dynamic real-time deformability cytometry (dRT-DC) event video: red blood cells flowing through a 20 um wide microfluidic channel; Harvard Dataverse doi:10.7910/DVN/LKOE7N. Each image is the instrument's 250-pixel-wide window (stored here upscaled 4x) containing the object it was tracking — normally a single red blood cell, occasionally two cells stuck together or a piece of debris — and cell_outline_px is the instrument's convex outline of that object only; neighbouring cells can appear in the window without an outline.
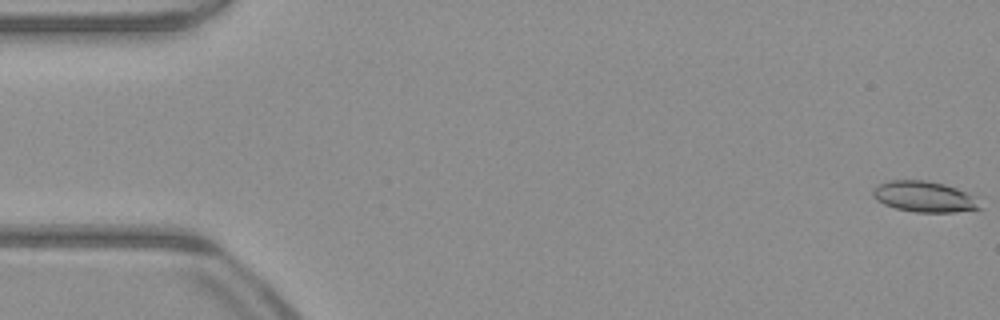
{"species": "common noctule bat (a hibernating species)", "species_latin": "Nyctalus noctula", "temperature_condition": "warm", "stored_images_in_passage": 52, "camera_frame_rate_fps": 3000, "um_per_image_px": 0.085, "animal": {"sex": "male", "body_mass_g": 23.1, "forearm_length_mm": 52.7}, "frame": {"image": 1, "passage_image": 1, "time_ms": 0.0, "image_size_px": [1000, 320], "cell_outline_px": [[984, 208], [956, 212], [916, 212], [896, 208], [884, 204], [876, 200], [872, 196], [872, 188], [876, 184], [888, 180], [924, 180], [944, 184], [956, 188], [972, 196]], "centroid_in_image_um": [78.5, 16.71], "position_along_channel_um": 6.5, "area_um2": 19.25}}
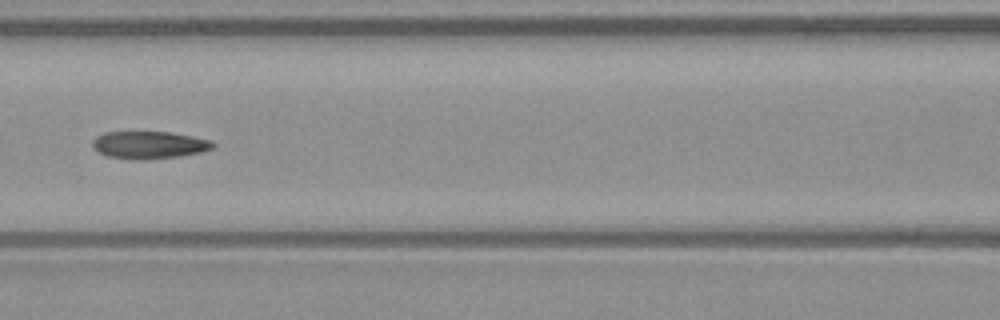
{"frame": {"image": 2, "passage_image": 23, "time_ms": 7.333, "image_size_px": [1000, 320], "cell_outline_px": [[216, 144], [212, 148], [200, 152], [176, 156], [148, 160], [128, 160], [108, 156], [92, 148], [92, 140], [96, 136], [104, 132], [168, 132], [192, 136], [212, 140]], "centroid_in_image_um": [12.64, 12.32], "position_along_channel_um": 154.0, "area_um2": 19.36}}
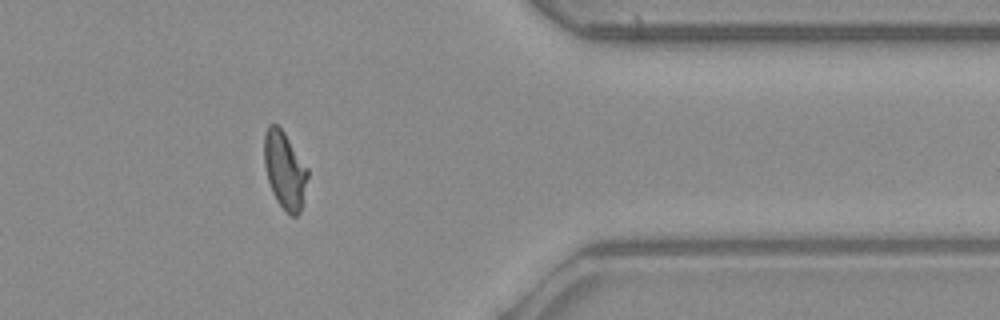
{"frame": {"image": 3, "passage_image": 42, "time_ms": 13.667, "image_size_px": [1000, 320], "cell_outline_px": [[308, 176], [300, 212], [296, 216], [292, 216], [276, 200], [272, 192], [268, 180], [264, 164], [264, 136], [268, 124], [276, 124], [284, 132], [308, 168]], "centroid_in_image_um": [24.19, 14.44], "position_along_channel_um": 387.2, "area_um2": 19.36}, "authors_computed_cell_mechanics": {"area_um2": 19.3341, "velocity_mm_per_s": 4.0245, "shape_relaxation_time_tau1_ms": null, "shape_relaxation_time_tau2_ms": 2.3795, "deformation_change_tau1": null, "deformation_change_tau2": 0.0907}}